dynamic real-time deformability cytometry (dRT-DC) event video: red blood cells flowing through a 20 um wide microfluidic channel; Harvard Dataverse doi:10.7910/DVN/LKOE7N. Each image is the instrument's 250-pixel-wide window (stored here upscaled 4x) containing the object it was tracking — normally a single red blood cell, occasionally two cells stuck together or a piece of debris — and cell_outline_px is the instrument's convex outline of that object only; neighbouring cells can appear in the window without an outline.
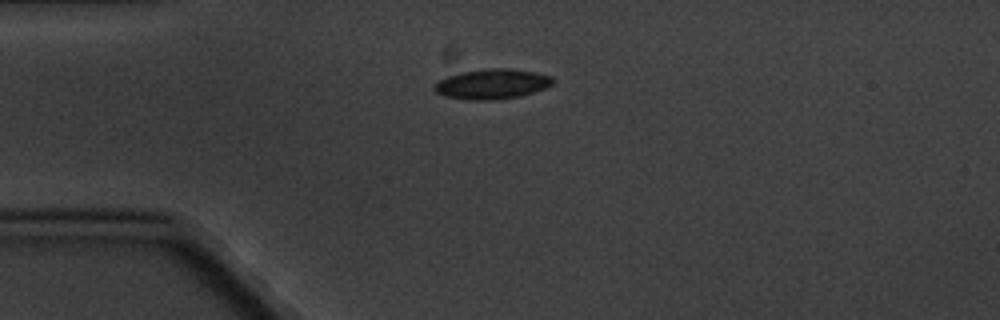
{"species": "common noctule bat (a hibernating species)", "species_latin": "Nyctalus noctula", "temperature_condition": "cold", "stored_images_in_passage": 4, "camera_frame_rate_fps": 3000, "um_per_image_px": 0.085, "animal": {"sex": "male", "body_mass_g": 20.1, "forearm_length_mm": 53.5}, "frame": {"image": 1, "passage_image": 4, "time_ms": 3.667, "image_size_px": [1000, 320], "cell_outline_px": [[552, 84], [544, 88], [520, 96], [496, 100], [472, 100], [444, 96], [436, 92], [436, 84], [440, 80], [448, 76], [460, 72], [484, 68], [512, 68], [536, 72], [552, 76]], "centroid_in_image_um": [41.84, 7.13], "position_along_channel_um": 43.2, "area_um2": 20.63}}